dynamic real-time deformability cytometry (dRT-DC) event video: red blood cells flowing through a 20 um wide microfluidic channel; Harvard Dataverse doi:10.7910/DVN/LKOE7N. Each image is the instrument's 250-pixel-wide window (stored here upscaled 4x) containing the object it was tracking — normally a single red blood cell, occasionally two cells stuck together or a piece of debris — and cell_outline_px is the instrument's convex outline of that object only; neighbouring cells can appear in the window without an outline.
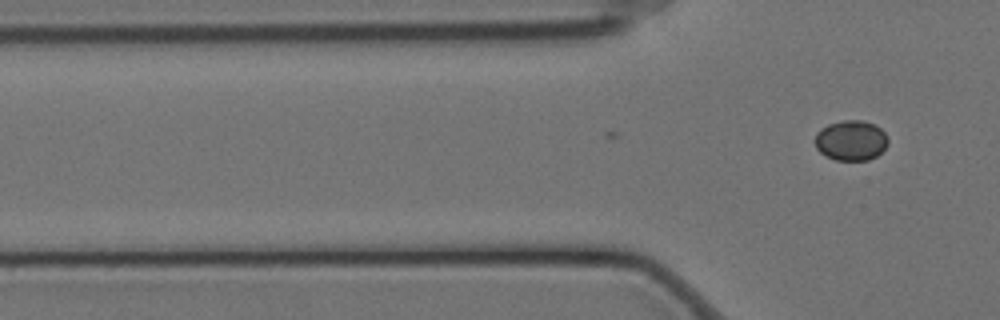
{"species": "Egyptian fruit bat (a non-hibernating species)", "species_latin": "Rousettus aegyptiacus", "temperature_condition": "cold", "stored_images_in_passage": 4, "camera_frame_rate_fps": 3000, "um_per_image_px": 0.085, "animal": {"sex": "female"}, "frame": {"image": 1, "passage_image": 4, "time_ms": 1.0, "image_size_px": [1000, 320], "cell_outline_px": [[888, 144], [876, 156], [868, 160], [836, 160], [824, 156], [816, 148], [812, 140], [816, 132], [820, 128], [828, 124], [844, 120], [860, 120], [876, 124], [884, 132], [888, 140]], "centroid_in_image_um": [72.28, 11.93], "position_along_channel_um": 53.5, "area_um2": 17.4}}